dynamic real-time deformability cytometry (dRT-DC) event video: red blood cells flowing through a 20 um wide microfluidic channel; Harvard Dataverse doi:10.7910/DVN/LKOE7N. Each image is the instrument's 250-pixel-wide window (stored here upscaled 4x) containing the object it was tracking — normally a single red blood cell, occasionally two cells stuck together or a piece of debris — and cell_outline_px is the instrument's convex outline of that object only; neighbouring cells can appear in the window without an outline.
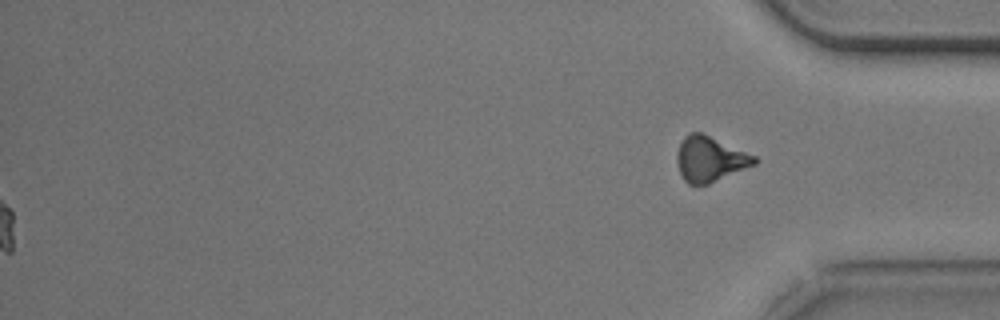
{"species": "common noctule bat (a hibernating species)", "species_latin": "Nyctalus noctula", "temperature_condition": "cold", "stored_images_in_passage": 50, "segment_of_instrument_passage": [2, 2], "camera_frame_rate_fps": 3000, "um_per_image_px": 0.085, "animal": {"sex": "male", "body_mass_g": 20.5, "forearm_length_mm": 52.5}, "frame": {"image": 1, "passage_image": 50, "time_ms": 16.333, "image_size_px": [1000, 320], "cell_outline_px": [[760, 160], [756, 164], [708, 184], [688, 184], [684, 180], [680, 172], [676, 160], [676, 156], [680, 144], [684, 136], [692, 132], [700, 132], [756, 156]], "centroid_in_image_um": [60.35, 13.52], "position_along_channel_um": 374.9, "area_um2": 20.17}}